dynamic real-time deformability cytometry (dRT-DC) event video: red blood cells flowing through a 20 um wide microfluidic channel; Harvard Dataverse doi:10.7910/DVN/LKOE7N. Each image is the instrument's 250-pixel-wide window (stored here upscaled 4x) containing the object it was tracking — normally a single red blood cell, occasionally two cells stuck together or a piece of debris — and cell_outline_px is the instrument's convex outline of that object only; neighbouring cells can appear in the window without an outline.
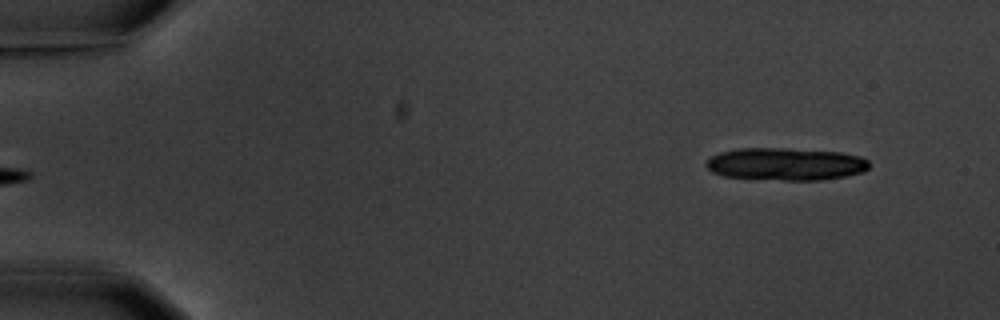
{"species": "common noctule bat (a hibernating species)", "species_latin": "Nyctalus noctula", "temperature_condition": "warm", "stored_images_in_passage": 7, "segment_of_instrument_passage": [2, 2], "camera_frame_rate_fps": 3000, "um_per_image_px": 0.085, "animal": {"sex": "male", "body_mass_g": 20.1, "forearm_length_mm": 53.5}, "frame": {"image": 1, "passage_image": 7, "time_ms": 7.0, "image_size_px": [1000, 320], "cell_outline_px": [[868, 168], [864, 172], [844, 176], [820, 180], [784, 180], [724, 176], [712, 172], [704, 164], [712, 156], [720, 152], [740, 148], [788, 148], [840, 152], [860, 156], [868, 160]], "centroid_in_image_um": [66.79, 13.94], "position_along_channel_um": 18.2, "area_um2": 30.81}}